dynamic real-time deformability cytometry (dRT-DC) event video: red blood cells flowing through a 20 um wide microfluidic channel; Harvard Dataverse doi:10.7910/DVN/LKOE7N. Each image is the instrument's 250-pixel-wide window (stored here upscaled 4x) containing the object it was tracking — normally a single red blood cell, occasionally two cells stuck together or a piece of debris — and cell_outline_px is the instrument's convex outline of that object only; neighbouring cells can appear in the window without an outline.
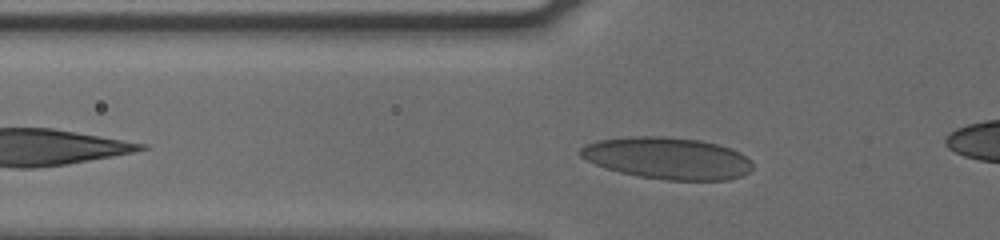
{"species": "human", "species_latin": "Homo sapiens", "temperature_condition": "cold", "stored_images_in_passage": 33, "camera_frame_rate_fps": 3000, "um_per_image_px": 0.085, "donor": {"sex": "male"}, "frame": {"image": 1, "passage_image": 6, "time_ms": 1.667, "image_size_px": [1000, 240], "cell_outline_px": [[752, 168], [748, 172], [740, 176], [728, 180], [664, 180], [640, 176], [620, 172], [604, 168], [580, 156], [580, 148], [584, 144], [600, 140], [628, 136], [668, 136], [700, 140], [716, 144], [740, 152], [752, 164]], "centroid_in_image_um": [56.7, 13.44], "position_along_channel_um": 69.1, "area_um2": 41.85}}
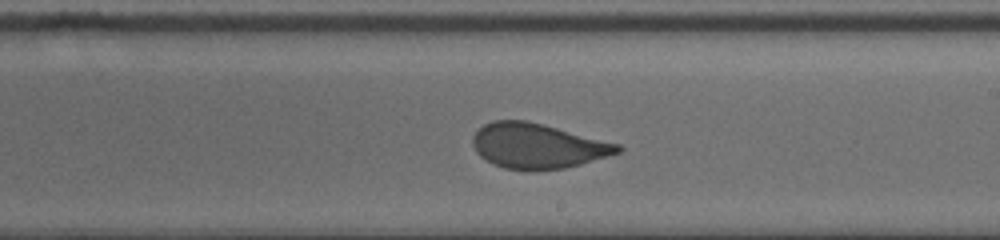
{"frame": {"image": 2, "passage_image": 20, "time_ms": 6.333, "image_size_px": [1000, 240], "cell_outline_px": [[624, 148], [620, 152], [608, 156], [580, 164], [564, 168], [532, 172], [528, 172], [504, 168], [492, 164], [480, 156], [476, 152], [472, 144], [472, 136], [484, 124], [492, 120], [524, 120], [620, 144]], "centroid_in_image_um": [45.66, 12.43], "position_along_channel_um": 243.3, "area_um2": 38.15}}
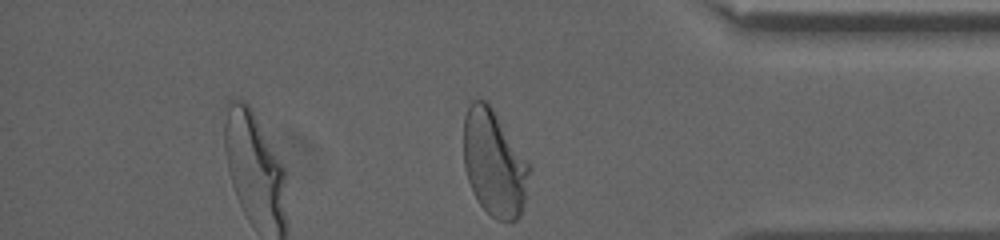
{"frame": {"image": 3, "passage_image": 33, "time_ms": 10.667, "image_size_px": [1000, 240], "cell_outline_px": [[532, 168], [524, 204], [520, 216], [516, 220], [496, 220], [480, 204], [472, 192], [464, 168], [464, 116], [472, 100], [484, 100], [492, 108]], "centroid_in_image_um": [42.01, 13.9], "position_along_channel_um": 393.2, "area_um2": 40.46}, "authors_computed_cell_mechanics": {"area_um2": 38.8416, "velocity_mm_per_s": 3.7887, "shape_relaxation_time_tau1_ms": 8.0389, "shape_relaxation_time_tau2_ms": null, "deformation_change_tau1": 0.1866, "deformation_change_tau2": null}}